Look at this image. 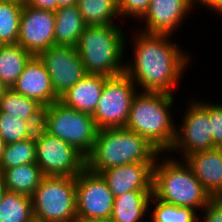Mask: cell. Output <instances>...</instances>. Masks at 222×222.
I'll list each match as a JSON object with an SVG mask.
<instances>
[{
	"label": "cell",
	"mask_w": 222,
	"mask_h": 222,
	"mask_svg": "<svg viewBox=\"0 0 222 222\" xmlns=\"http://www.w3.org/2000/svg\"><path fill=\"white\" fill-rule=\"evenodd\" d=\"M136 31L138 33L132 40L131 56L134 57L125 62L124 73L140 88V92L173 95L192 57L178 43L170 40L173 35Z\"/></svg>",
	"instance_id": "1"
},
{
	"label": "cell",
	"mask_w": 222,
	"mask_h": 222,
	"mask_svg": "<svg viewBox=\"0 0 222 222\" xmlns=\"http://www.w3.org/2000/svg\"><path fill=\"white\" fill-rule=\"evenodd\" d=\"M161 152L141 135L125 128H104L97 132L86 168L100 173L115 166L155 162Z\"/></svg>",
	"instance_id": "2"
},
{
	"label": "cell",
	"mask_w": 222,
	"mask_h": 222,
	"mask_svg": "<svg viewBox=\"0 0 222 222\" xmlns=\"http://www.w3.org/2000/svg\"><path fill=\"white\" fill-rule=\"evenodd\" d=\"M175 97L163 92H138L132 101L125 128L147 139L162 154L167 153L176 134V124L172 119Z\"/></svg>",
	"instance_id": "3"
},
{
	"label": "cell",
	"mask_w": 222,
	"mask_h": 222,
	"mask_svg": "<svg viewBox=\"0 0 222 222\" xmlns=\"http://www.w3.org/2000/svg\"><path fill=\"white\" fill-rule=\"evenodd\" d=\"M163 155L157 157L153 166L152 195L162 202L189 207L199 214L209 202L210 194L183 159Z\"/></svg>",
	"instance_id": "4"
},
{
	"label": "cell",
	"mask_w": 222,
	"mask_h": 222,
	"mask_svg": "<svg viewBox=\"0 0 222 222\" xmlns=\"http://www.w3.org/2000/svg\"><path fill=\"white\" fill-rule=\"evenodd\" d=\"M121 27L113 24L85 26L75 47L86 74L113 77L125 72L127 37Z\"/></svg>",
	"instance_id": "5"
},
{
	"label": "cell",
	"mask_w": 222,
	"mask_h": 222,
	"mask_svg": "<svg viewBox=\"0 0 222 222\" xmlns=\"http://www.w3.org/2000/svg\"><path fill=\"white\" fill-rule=\"evenodd\" d=\"M41 128L74 146L85 157L91 152L99 130L92 115L70 108L60 100L43 109Z\"/></svg>",
	"instance_id": "6"
},
{
	"label": "cell",
	"mask_w": 222,
	"mask_h": 222,
	"mask_svg": "<svg viewBox=\"0 0 222 222\" xmlns=\"http://www.w3.org/2000/svg\"><path fill=\"white\" fill-rule=\"evenodd\" d=\"M31 198L34 219L44 222H76L75 177L43 176Z\"/></svg>",
	"instance_id": "7"
},
{
	"label": "cell",
	"mask_w": 222,
	"mask_h": 222,
	"mask_svg": "<svg viewBox=\"0 0 222 222\" xmlns=\"http://www.w3.org/2000/svg\"><path fill=\"white\" fill-rule=\"evenodd\" d=\"M138 92L139 88L125 73L108 77L92 115L97 128L125 127L132 101Z\"/></svg>",
	"instance_id": "8"
},
{
	"label": "cell",
	"mask_w": 222,
	"mask_h": 222,
	"mask_svg": "<svg viewBox=\"0 0 222 222\" xmlns=\"http://www.w3.org/2000/svg\"><path fill=\"white\" fill-rule=\"evenodd\" d=\"M36 164L44 176L76 177L86 168V157L74 146L49 135L42 128L34 134Z\"/></svg>",
	"instance_id": "9"
},
{
	"label": "cell",
	"mask_w": 222,
	"mask_h": 222,
	"mask_svg": "<svg viewBox=\"0 0 222 222\" xmlns=\"http://www.w3.org/2000/svg\"><path fill=\"white\" fill-rule=\"evenodd\" d=\"M188 101L190 103H187L188 106L182 114L181 126L176 124L175 139L167 152L172 155L180 152L181 159L189 154L216 147L212 141L209 102L193 98Z\"/></svg>",
	"instance_id": "10"
},
{
	"label": "cell",
	"mask_w": 222,
	"mask_h": 222,
	"mask_svg": "<svg viewBox=\"0 0 222 222\" xmlns=\"http://www.w3.org/2000/svg\"><path fill=\"white\" fill-rule=\"evenodd\" d=\"M77 219L111 217L114 195L100 173L87 168L75 177Z\"/></svg>",
	"instance_id": "11"
},
{
	"label": "cell",
	"mask_w": 222,
	"mask_h": 222,
	"mask_svg": "<svg viewBox=\"0 0 222 222\" xmlns=\"http://www.w3.org/2000/svg\"><path fill=\"white\" fill-rule=\"evenodd\" d=\"M37 56L47 69L59 98L86 75L76 47L54 45Z\"/></svg>",
	"instance_id": "12"
},
{
	"label": "cell",
	"mask_w": 222,
	"mask_h": 222,
	"mask_svg": "<svg viewBox=\"0 0 222 222\" xmlns=\"http://www.w3.org/2000/svg\"><path fill=\"white\" fill-rule=\"evenodd\" d=\"M54 31V11L23 5L17 44L37 56L54 46Z\"/></svg>",
	"instance_id": "13"
},
{
	"label": "cell",
	"mask_w": 222,
	"mask_h": 222,
	"mask_svg": "<svg viewBox=\"0 0 222 222\" xmlns=\"http://www.w3.org/2000/svg\"><path fill=\"white\" fill-rule=\"evenodd\" d=\"M194 7V0H151L148 11L136 22H144L143 32L175 35Z\"/></svg>",
	"instance_id": "14"
},
{
	"label": "cell",
	"mask_w": 222,
	"mask_h": 222,
	"mask_svg": "<svg viewBox=\"0 0 222 222\" xmlns=\"http://www.w3.org/2000/svg\"><path fill=\"white\" fill-rule=\"evenodd\" d=\"M154 164L155 162H137L115 166L100 174L115 198L130 191H152Z\"/></svg>",
	"instance_id": "15"
},
{
	"label": "cell",
	"mask_w": 222,
	"mask_h": 222,
	"mask_svg": "<svg viewBox=\"0 0 222 222\" xmlns=\"http://www.w3.org/2000/svg\"><path fill=\"white\" fill-rule=\"evenodd\" d=\"M12 89L21 95L37 101L44 108L60 100L53 90L51 79L43 62L32 56Z\"/></svg>",
	"instance_id": "16"
},
{
	"label": "cell",
	"mask_w": 222,
	"mask_h": 222,
	"mask_svg": "<svg viewBox=\"0 0 222 222\" xmlns=\"http://www.w3.org/2000/svg\"><path fill=\"white\" fill-rule=\"evenodd\" d=\"M183 160L210 196L222 193V147L195 152Z\"/></svg>",
	"instance_id": "17"
},
{
	"label": "cell",
	"mask_w": 222,
	"mask_h": 222,
	"mask_svg": "<svg viewBox=\"0 0 222 222\" xmlns=\"http://www.w3.org/2000/svg\"><path fill=\"white\" fill-rule=\"evenodd\" d=\"M108 77L86 74L61 97L60 101L77 111L93 115Z\"/></svg>",
	"instance_id": "18"
},
{
	"label": "cell",
	"mask_w": 222,
	"mask_h": 222,
	"mask_svg": "<svg viewBox=\"0 0 222 222\" xmlns=\"http://www.w3.org/2000/svg\"><path fill=\"white\" fill-rule=\"evenodd\" d=\"M151 196L152 191H130L115 197L111 219L114 222H148L145 218L149 215Z\"/></svg>",
	"instance_id": "19"
},
{
	"label": "cell",
	"mask_w": 222,
	"mask_h": 222,
	"mask_svg": "<svg viewBox=\"0 0 222 222\" xmlns=\"http://www.w3.org/2000/svg\"><path fill=\"white\" fill-rule=\"evenodd\" d=\"M85 26L77 4L59 7L55 11L54 45L75 47Z\"/></svg>",
	"instance_id": "20"
},
{
	"label": "cell",
	"mask_w": 222,
	"mask_h": 222,
	"mask_svg": "<svg viewBox=\"0 0 222 222\" xmlns=\"http://www.w3.org/2000/svg\"><path fill=\"white\" fill-rule=\"evenodd\" d=\"M43 109L37 101L15 92L12 88H8L0 99V112L22 118L36 129L42 127Z\"/></svg>",
	"instance_id": "21"
},
{
	"label": "cell",
	"mask_w": 222,
	"mask_h": 222,
	"mask_svg": "<svg viewBox=\"0 0 222 222\" xmlns=\"http://www.w3.org/2000/svg\"><path fill=\"white\" fill-rule=\"evenodd\" d=\"M8 191L32 196L43 178L36 163L23 164L0 173Z\"/></svg>",
	"instance_id": "22"
},
{
	"label": "cell",
	"mask_w": 222,
	"mask_h": 222,
	"mask_svg": "<svg viewBox=\"0 0 222 222\" xmlns=\"http://www.w3.org/2000/svg\"><path fill=\"white\" fill-rule=\"evenodd\" d=\"M32 56L19 44L0 45V81L12 88Z\"/></svg>",
	"instance_id": "23"
},
{
	"label": "cell",
	"mask_w": 222,
	"mask_h": 222,
	"mask_svg": "<svg viewBox=\"0 0 222 222\" xmlns=\"http://www.w3.org/2000/svg\"><path fill=\"white\" fill-rule=\"evenodd\" d=\"M77 6L86 26L119 25L117 0H78Z\"/></svg>",
	"instance_id": "24"
},
{
	"label": "cell",
	"mask_w": 222,
	"mask_h": 222,
	"mask_svg": "<svg viewBox=\"0 0 222 222\" xmlns=\"http://www.w3.org/2000/svg\"><path fill=\"white\" fill-rule=\"evenodd\" d=\"M33 219L31 196L7 190L0 201V222H30Z\"/></svg>",
	"instance_id": "25"
},
{
	"label": "cell",
	"mask_w": 222,
	"mask_h": 222,
	"mask_svg": "<svg viewBox=\"0 0 222 222\" xmlns=\"http://www.w3.org/2000/svg\"><path fill=\"white\" fill-rule=\"evenodd\" d=\"M23 5L0 0V45L17 44Z\"/></svg>",
	"instance_id": "26"
},
{
	"label": "cell",
	"mask_w": 222,
	"mask_h": 222,
	"mask_svg": "<svg viewBox=\"0 0 222 222\" xmlns=\"http://www.w3.org/2000/svg\"><path fill=\"white\" fill-rule=\"evenodd\" d=\"M153 204V206H151ZM150 222H198V213L189 207H179L158 200L153 195L149 202Z\"/></svg>",
	"instance_id": "27"
},
{
	"label": "cell",
	"mask_w": 222,
	"mask_h": 222,
	"mask_svg": "<svg viewBox=\"0 0 222 222\" xmlns=\"http://www.w3.org/2000/svg\"><path fill=\"white\" fill-rule=\"evenodd\" d=\"M30 163H36L35 136L5 145L0 161V173L11 167Z\"/></svg>",
	"instance_id": "28"
},
{
	"label": "cell",
	"mask_w": 222,
	"mask_h": 222,
	"mask_svg": "<svg viewBox=\"0 0 222 222\" xmlns=\"http://www.w3.org/2000/svg\"><path fill=\"white\" fill-rule=\"evenodd\" d=\"M36 128L28 121L0 112V136L5 144H11L34 136Z\"/></svg>",
	"instance_id": "29"
},
{
	"label": "cell",
	"mask_w": 222,
	"mask_h": 222,
	"mask_svg": "<svg viewBox=\"0 0 222 222\" xmlns=\"http://www.w3.org/2000/svg\"><path fill=\"white\" fill-rule=\"evenodd\" d=\"M151 0H117L120 18L140 20L148 11ZM128 16V17H127Z\"/></svg>",
	"instance_id": "30"
},
{
	"label": "cell",
	"mask_w": 222,
	"mask_h": 222,
	"mask_svg": "<svg viewBox=\"0 0 222 222\" xmlns=\"http://www.w3.org/2000/svg\"><path fill=\"white\" fill-rule=\"evenodd\" d=\"M209 120L213 144L222 147V103L209 101Z\"/></svg>",
	"instance_id": "31"
},
{
	"label": "cell",
	"mask_w": 222,
	"mask_h": 222,
	"mask_svg": "<svg viewBox=\"0 0 222 222\" xmlns=\"http://www.w3.org/2000/svg\"><path fill=\"white\" fill-rule=\"evenodd\" d=\"M200 213L203 214L204 217L203 215H198V220H201L198 222H222V198L219 196H211L209 202Z\"/></svg>",
	"instance_id": "32"
},
{
	"label": "cell",
	"mask_w": 222,
	"mask_h": 222,
	"mask_svg": "<svg viewBox=\"0 0 222 222\" xmlns=\"http://www.w3.org/2000/svg\"><path fill=\"white\" fill-rule=\"evenodd\" d=\"M25 5L54 12L57 10V0H26Z\"/></svg>",
	"instance_id": "33"
},
{
	"label": "cell",
	"mask_w": 222,
	"mask_h": 222,
	"mask_svg": "<svg viewBox=\"0 0 222 222\" xmlns=\"http://www.w3.org/2000/svg\"><path fill=\"white\" fill-rule=\"evenodd\" d=\"M209 8V10H213L215 14L221 16L222 15V0H194L195 6L197 4Z\"/></svg>",
	"instance_id": "34"
},
{
	"label": "cell",
	"mask_w": 222,
	"mask_h": 222,
	"mask_svg": "<svg viewBox=\"0 0 222 222\" xmlns=\"http://www.w3.org/2000/svg\"><path fill=\"white\" fill-rule=\"evenodd\" d=\"M76 222H114L111 217L94 219H77Z\"/></svg>",
	"instance_id": "35"
},
{
	"label": "cell",
	"mask_w": 222,
	"mask_h": 222,
	"mask_svg": "<svg viewBox=\"0 0 222 222\" xmlns=\"http://www.w3.org/2000/svg\"><path fill=\"white\" fill-rule=\"evenodd\" d=\"M78 0H57V9L62 6H72L77 4Z\"/></svg>",
	"instance_id": "36"
},
{
	"label": "cell",
	"mask_w": 222,
	"mask_h": 222,
	"mask_svg": "<svg viewBox=\"0 0 222 222\" xmlns=\"http://www.w3.org/2000/svg\"><path fill=\"white\" fill-rule=\"evenodd\" d=\"M6 191H7L6 186H5L3 179L0 175V201L2 200L3 195L5 194Z\"/></svg>",
	"instance_id": "37"
},
{
	"label": "cell",
	"mask_w": 222,
	"mask_h": 222,
	"mask_svg": "<svg viewBox=\"0 0 222 222\" xmlns=\"http://www.w3.org/2000/svg\"><path fill=\"white\" fill-rule=\"evenodd\" d=\"M5 145L6 144H5L4 140L0 136V161L2 159V155H3V151H4V148H5Z\"/></svg>",
	"instance_id": "38"
},
{
	"label": "cell",
	"mask_w": 222,
	"mask_h": 222,
	"mask_svg": "<svg viewBox=\"0 0 222 222\" xmlns=\"http://www.w3.org/2000/svg\"><path fill=\"white\" fill-rule=\"evenodd\" d=\"M7 89L8 88L0 81V99L3 97V94Z\"/></svg>",
	"instance_id": "39"
},
{
	"label": "cell",
	"mask_w": 222,
	"mask_h": 222,
	"mask_svg": "<svg viewBox=\"0 0 222 222\" xmlns=\"http://www.w3.org/2000/svg\"><path fill=\"white\" fill-rule=\"evenodd\" d=\"M6 1H13V2L20 3V4H25L26 0H6Z\"/></svg>",
	"instance_id": "40"
},
{
	"label": "cell",
	"mask_w": 222,
	"mask_h": 222,
	"mask_svg": "<svg viewBox=\"0 0 222 222\" xmlns=\"http://www.w3.org/2000/svg\"><path fill=\"white\" fill-rule=\"evenodd\" d=\"M30 222H44V221H39V220L33 219V220L30 221Z\"/></svg>",
	"instance_id": "41"
}]
</instances>
